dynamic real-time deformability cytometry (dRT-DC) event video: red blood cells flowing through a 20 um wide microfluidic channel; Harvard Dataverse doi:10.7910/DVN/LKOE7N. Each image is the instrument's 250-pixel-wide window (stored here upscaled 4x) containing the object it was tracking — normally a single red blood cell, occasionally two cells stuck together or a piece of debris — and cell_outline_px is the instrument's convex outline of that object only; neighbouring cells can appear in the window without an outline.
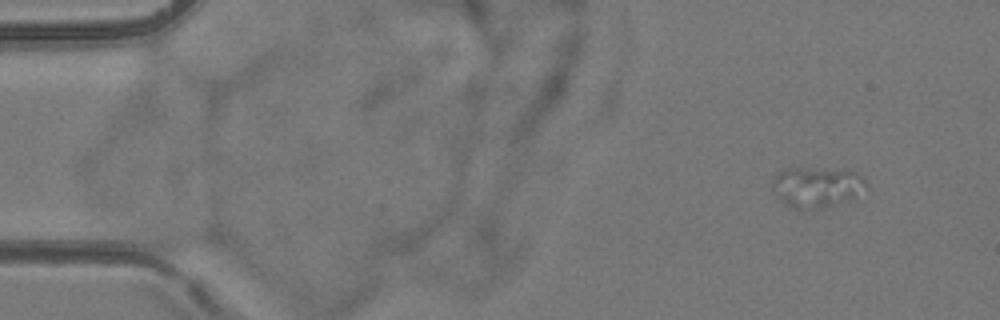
{"species": "common noctule bat (a hibernating species)", "species_latin": "Nyctalus noctula", "temperature_condition": "room temperature", "stored_images_in_passage": 8, "camera_frame_rate_fps": 3000, "um_per_image_px": 0.085, "animal": {"sex": "female", "body_mass_g": 24.6, "forearm_length_mm": 56.2}, "frame": {"image": 1, "passage_image": 2, "time_ms": 1.0, "image_size_px": [1000, 320], "cell_outline_px": [[868, 184], [852, 196], [820, 208], [792, 208], [780, 200], [772, 184], [776, 176], [780, 172], [788, 168], [800, 168], [856, 172]], "centroid_in_image_um": [69.35, 15.88], "position_along_channel_um": 15.6, "area_um2": 20.69}}
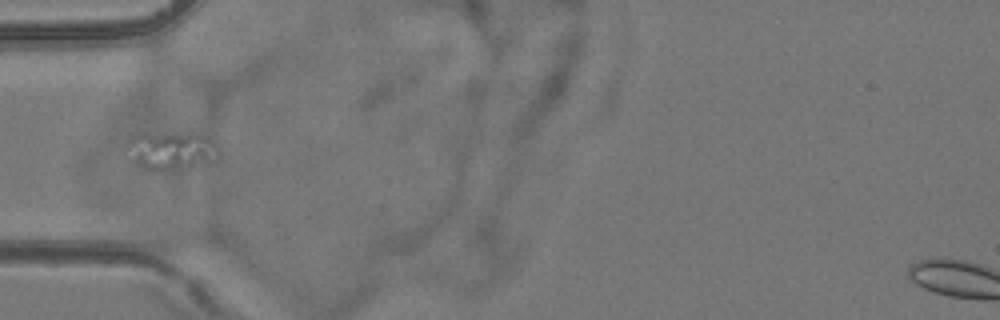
{"frame": {"image": 2, "passage_image": 6, "time_ms": 5.667, "image_size_px": [1000, 320], "cell_outline_px": [[212, 144], [204, 152], [192, 160], [172, 168], [144, 168], [136, 164], [132, 160], [128, 144], [128, 140], [132, 136], [140, 132], [148, 132], [200, 136], [212, 140]], "centroid_in_image_um": [14.09, 12.68], "position_along_channel_um": 70.9, "area_um2": 16.76}}